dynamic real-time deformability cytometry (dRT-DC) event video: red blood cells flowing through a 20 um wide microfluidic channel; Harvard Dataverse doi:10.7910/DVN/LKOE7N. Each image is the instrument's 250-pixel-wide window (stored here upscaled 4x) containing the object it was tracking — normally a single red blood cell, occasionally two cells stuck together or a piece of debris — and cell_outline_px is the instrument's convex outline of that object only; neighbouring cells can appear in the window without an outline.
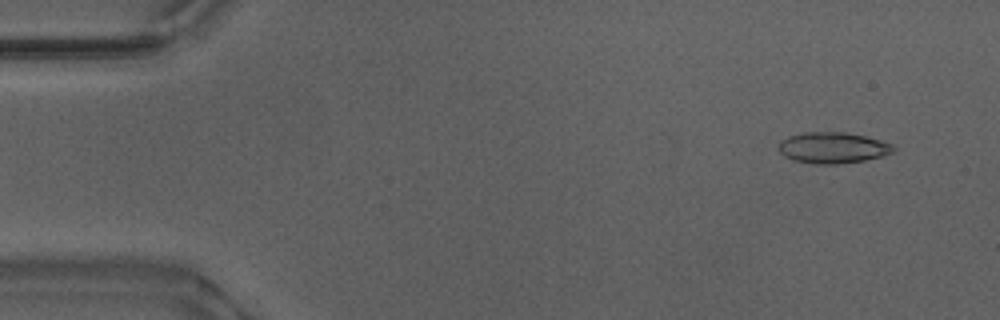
{"species": "Egyptian fruit bat (a non-hibernating species)", "species_latin": "Rousettus aegyptiacus", "temperature_condition": "warm", "stored_images_in_passage": 24, "camera_frame_rate_fps": 3000, "um_per_image_px": 0.085, "animal": {"sex": "male"}, "frame": {"image": 1, "passage_image": 4, "time_ms": 1.0, "image_size_px": [1000, 320], "cell_outline_px": [[896, 148], [892, 152], [880, 156], [864, 160], [836, 164], [820, 164], [792, 160], [784, 156], [780, 152], [780, 140], [788, 136], [804, 132], [844, 132], [864, 136], [880, 140], [892, 144]], "centroid_in_image_um": [70.77, 12.55], "position_along_channel_um": 14.2, "area_um2": 20.58}}
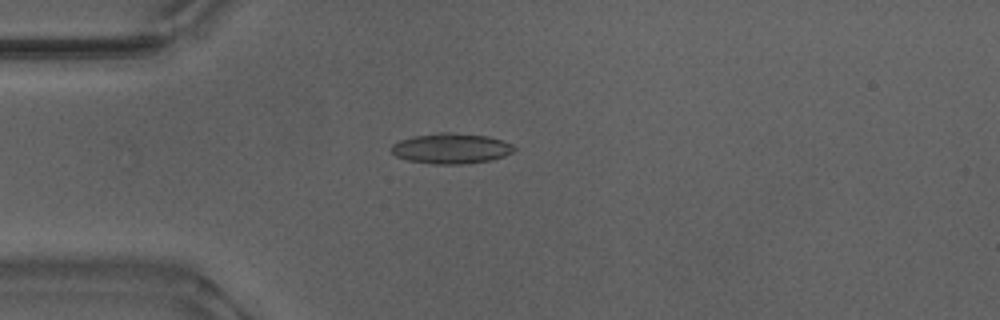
{"frame": {"image": 2, "passage_image": 14, "time_ms": 4.333, "image_size_px": [1000, 320], "cell_outline_px": [[516, 148], [512, 152], [504, 156], [492, 160], [460, 164], [432, 164], [408, 160], [396, 156], [392, 152], [392, 144], [400, 140], [412, 136], [436, 132], [448, 132], [488, 136], [512, 144]], "centroid_in_image_um": [38.33, 12.61], "position_along_channel_um": 46.7, "area_um2": 21.73}}
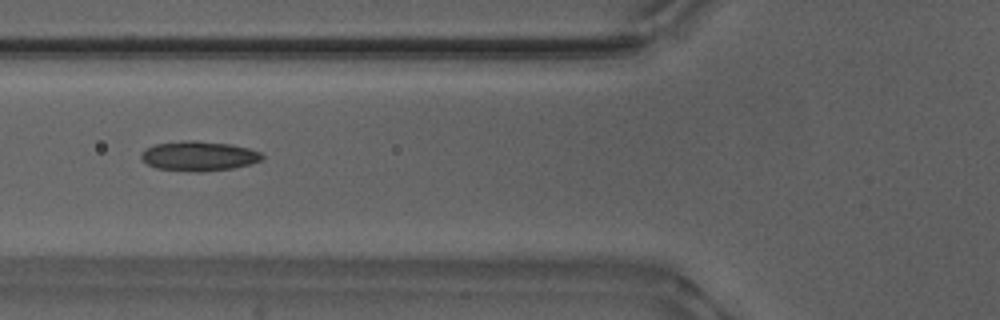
{"frame": {"image": 3, "passage_image": 20, "time_ms": 6.333, "image_size_px": [1000, 320], "cell_outline_px": [[264, 156], [260, 160], [248, 164], [232, 168], [200, 172], [196, 172], [156, 168], [148, 164], [140, 156], [140, 152], [144, 148], [156, 144], [184, 140], [196, 140], [232, 144], [248, 148], [260, 152]], "centroid_in_image_um": [16.86, 13.25], "position_along_channel_um": 108.9, "area_um2": 20.92}}